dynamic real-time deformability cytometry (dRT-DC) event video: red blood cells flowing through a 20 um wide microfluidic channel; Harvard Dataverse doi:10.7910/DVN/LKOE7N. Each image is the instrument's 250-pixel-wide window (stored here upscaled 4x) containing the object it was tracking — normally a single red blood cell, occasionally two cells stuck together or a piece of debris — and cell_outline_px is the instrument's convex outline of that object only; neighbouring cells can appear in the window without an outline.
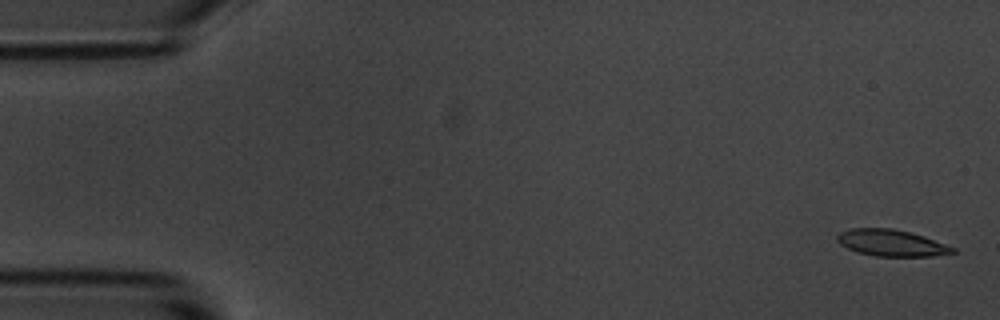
{"species": "common noctule bat (a hibernating species)", "species_latin": "Nyctalus noctula", "temperature_condition": "room temperature", "stored_images_in_passage": 5, "camera_frame_rate_fps": 3000, "um_per_image_px": 0.085, "animal": {"sex": "male", "body_mass_g": 20.1, "forearm_length_mm": 53.5}, "frame": {"image": 1, "passage_image": 1, "time_ms": 0.0, "image_size_px": [1000, 320], "cell_outline_px": [[956, 252], [932, 256], [876, 256], [856, 252], [840, 244], [836, 240], [836, 236], [840, 232], [848, 228], [892, 228], [912, 232], [924, 236], [956, 248]], "centroid_in_image_um": [75.75, 20.64], "position_along_channel_um": 9.3, "area_um2": 17.98}}
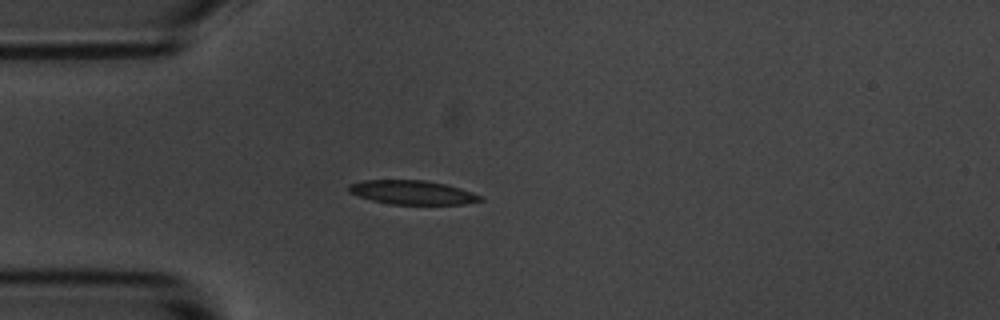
{"frame": {"image": 2, "passage_image": 4, "time_ms": 1.0, "image_size_px": [1000, 320], "cell_outline_px": [[484, 200], [464, 204], [392, 204], [372, 200], [348, 192], [348, 184], [364, 180], [424, 180], [448, 184], [484, 196]], "centroid_in_image_um": [35.08, 16.35], "position_along_channel_um": 49.9, "area_um2": 18.44}}